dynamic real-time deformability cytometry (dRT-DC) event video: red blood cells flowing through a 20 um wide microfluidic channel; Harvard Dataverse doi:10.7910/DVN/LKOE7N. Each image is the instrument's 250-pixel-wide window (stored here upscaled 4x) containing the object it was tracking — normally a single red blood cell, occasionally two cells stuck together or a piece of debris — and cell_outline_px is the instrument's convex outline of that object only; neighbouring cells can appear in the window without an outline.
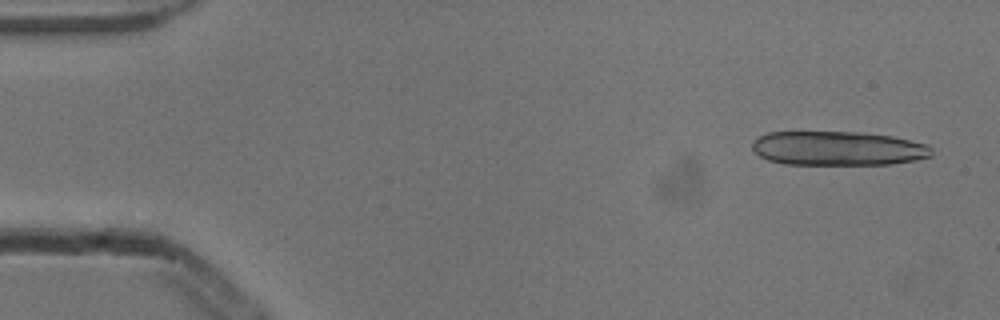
{"species": "common noctule bat (a hibernating species)", "species_latin": "Nyctalus noctula", "temperature_condition": "cold", "stored_images_in_passage": 16, "camera_frame_rate_fps": 3000, "um_per_image_px": 0.085, "animal": {"sex": "male", "body_mass_g": 13.3}, "frame": {"image": 1, "passage_image": 3, "time_ms": 0.667, "image_size_px": [1000, 320], "cell_outline_px": [[932, 156], [916, 160], [888, 164], [784, 164], [768, 160], [760, 156], [752, 148], [752, 140], [768, 132], [860, 132], [892, 136], [928, 144], [932, 148]], "centroid_in_image_um": [71.23, 12.61], "position_along_channel_um": 13.8, "area_um2": 35.84}}